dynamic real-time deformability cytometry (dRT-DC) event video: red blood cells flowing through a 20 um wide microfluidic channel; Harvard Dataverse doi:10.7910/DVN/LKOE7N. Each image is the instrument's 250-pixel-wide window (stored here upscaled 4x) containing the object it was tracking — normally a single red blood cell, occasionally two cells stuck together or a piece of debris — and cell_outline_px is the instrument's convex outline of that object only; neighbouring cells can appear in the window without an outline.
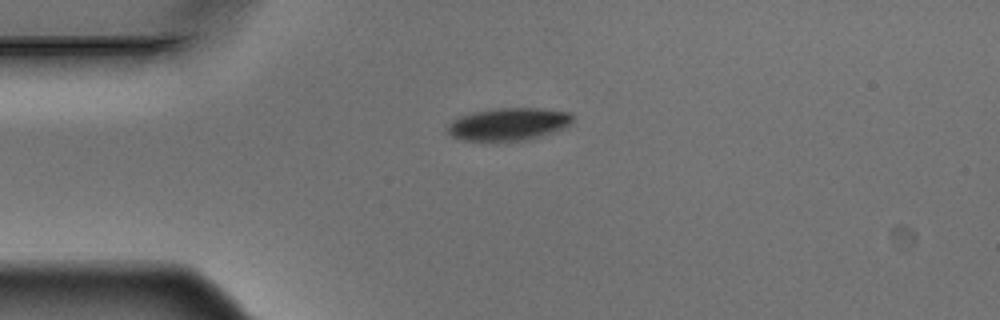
{"species": "Egyptian fruit bat (a non-hibernating species)", "species_latin": "Rousettus aegyptiacus", "temperature_condition": "warm", "stored_images_in_passage": 2, "camera_frame_rate_fps": 3000, "um_per_image_px": 0.085, "animal": {"sex": "male"}, "frame": {"image": 1, "passage_image": 2, "time_ms": 0.333, "image_size_px": [1000, 320], "cell_outline_px": [[576, 116], [572, 124], [564, 128], [552, 132], [524, 140], [464, 140], [452, 136], [448, 132], [448, 124], [452, 120], [476, 112], [500, 108], [536, 108], [572, 112]], "centroid_in_image_um": [43.31, 10.54], "position_along_channel_um": 41.7, "area_um2": 23.35}}